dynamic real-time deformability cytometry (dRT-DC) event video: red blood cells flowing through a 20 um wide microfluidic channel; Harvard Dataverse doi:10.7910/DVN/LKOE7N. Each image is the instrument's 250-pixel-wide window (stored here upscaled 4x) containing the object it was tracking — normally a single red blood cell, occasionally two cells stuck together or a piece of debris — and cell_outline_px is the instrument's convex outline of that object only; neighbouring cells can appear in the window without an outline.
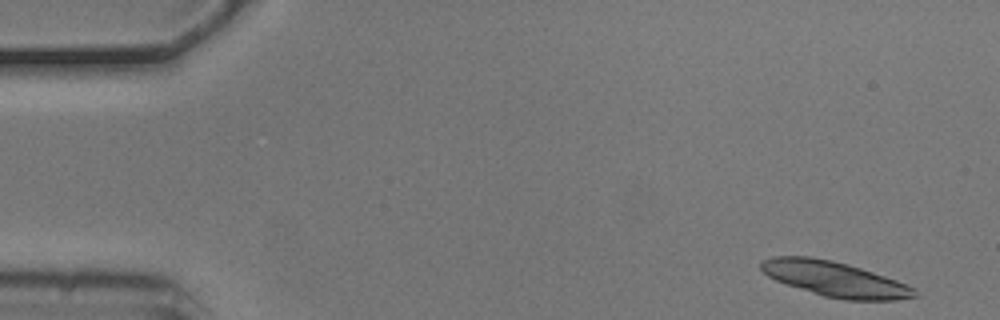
{"species": "common noctule bat (a hibernating species)", "species_latin": "Nyctalus noctula", "temperature_condition": "cold", "stored_images_in_passage": 6, "segment_of_instrument_passage": [1, 2], "camera_frame_rate_fps": 3000, "um_per_image_px": 0.085, "animal": {"sex": "male", "body_mass_g": 20.5, "forearm_length_mm": 52.5}, "frame": {"image": 1, "passage_image": 1, "time_ms": 0.0, "image_size_px": [1000, 320], "cell_outline_px": [[916, 296], [896, 300], [844, 300], [824, 296], [776, 280], [768, 276], [760, 268], [760, 264], [764, 260], [776, 256], [808, 256], [832, 260], [848, 264], [896, 280], [916, 288]], "centroid_in_image_um": [70.97, 23.72], "position_along_channel_um": 14.0, "area_um2": 30.98}}